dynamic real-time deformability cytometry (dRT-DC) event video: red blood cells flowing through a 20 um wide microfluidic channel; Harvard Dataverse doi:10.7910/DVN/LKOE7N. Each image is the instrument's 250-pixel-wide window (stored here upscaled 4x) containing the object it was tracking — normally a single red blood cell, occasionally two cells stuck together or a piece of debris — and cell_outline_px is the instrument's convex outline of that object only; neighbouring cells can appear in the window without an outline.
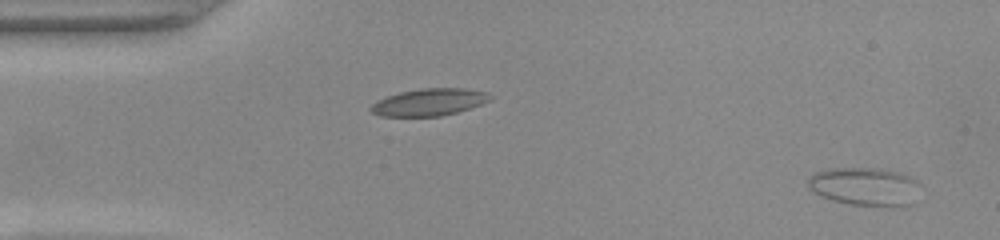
{"species": "common noctule bat (a hibernating species)", "species_latin": "Nyctalus noctula", "temperature_condition": "warm", "stored_images_in_passage": 51, "camera_frame_rate_fps": 3000, "um_per_image_px": 0.085, "animal": {"sex": "female", "body_mass_g": 22.0, "forearm_length_mm": 56.7}, "frame": {"image": 1, "passage_image": 2, "time_ms": 0.333, "image_size_px": [1000, 240], "cell_outline_px": [[924, 188], [912, 204], [904, 208], [892, 208], [852, 204], [832, 200], [820, 196], [808, 188], [808, 180], [816, 172], [828, 168], [880, 168], [900, 172], [912, 176]], "centroid_in_image_um": [73.64, 15.88], "position_along_channel_um": 11.4, "area_um2": 26.01}}
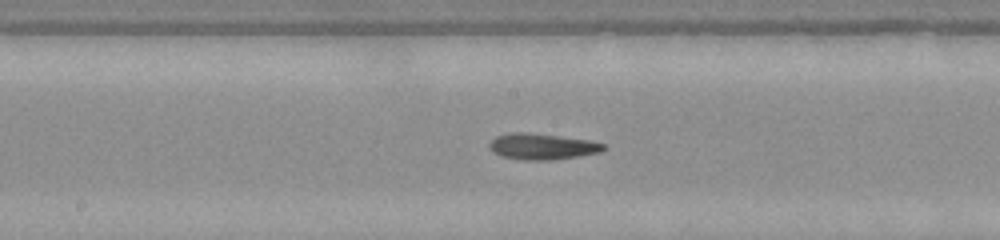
{"frame": {"image": 2, "passage_image": 26, "time_ms": 8.333, "image_size_px": [1000, 240], "cell_outline_px": [[604, 148], [600, 152], [552, 160], [524, 160], [500, 156], [492, 152], [488, 144], [496, 136], [508, 132], [528, 132], [560, 136], [588, 140], [604, 144]], "centroid_in_image_um": [46.01, 12.44], "position_along_channel_um": 202.2, "area_um2": 17.28}}
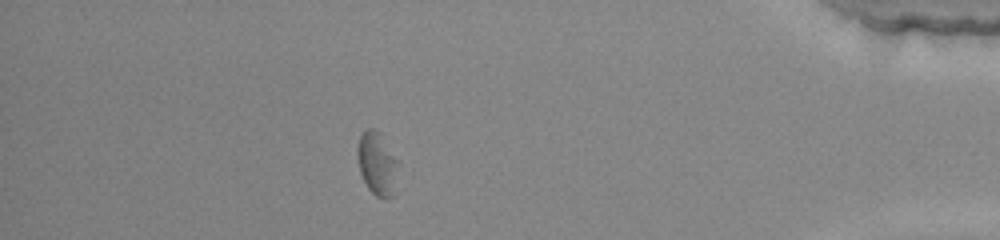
{"frame": {"image": 3, "passage_image": 45, "time_ms": 14.667, "image_size_px": [1000, 240], "cell_outline_px": [[400, 160], [392, 196], [384, 200], [376, 196], [368, 188], [360, 172], [356, 156], [356, 148], [360, 132], [368, 128], [376, 128]], "centroid_in_image_um": [32.05, 13.86], "position_along_channel_um": 403.2, "area_um2": 15.49}, "authors_computed_cell_mechanics": {"area_um2": 16.9932, "velocity_mm_per_s": 3.8925, "shape_relaxation_time_tau1_ms": 3.7869, "shape_relaxation_time_tau2_ms": 2.5144, "deformation_change_tau1": 0.1613, "deformation_change_tau2": 0.133}}